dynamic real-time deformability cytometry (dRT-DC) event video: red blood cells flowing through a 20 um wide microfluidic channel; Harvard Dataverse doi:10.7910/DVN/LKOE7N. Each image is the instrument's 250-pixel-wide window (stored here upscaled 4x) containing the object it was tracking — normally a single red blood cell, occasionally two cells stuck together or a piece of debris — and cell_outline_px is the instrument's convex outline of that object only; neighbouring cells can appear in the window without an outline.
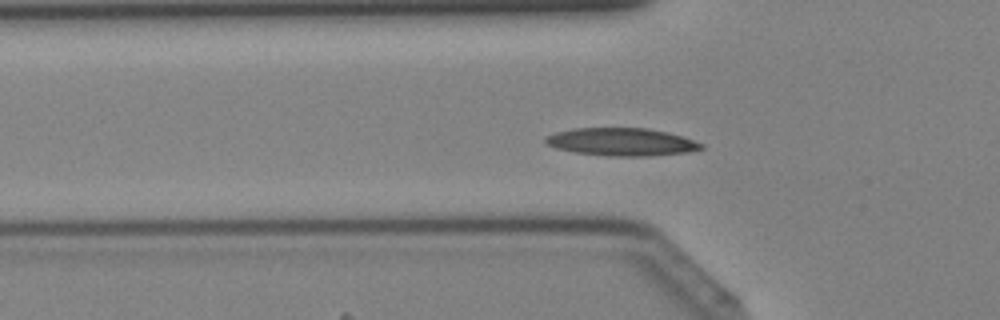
{"species": "Egyptian fruit bat (a non-hibernating species)", "species_latin": "Rousettus aegyptiacus", "temperature_condition": "cold", "stored_images_in_passage": 33, "camera_frame_rate_fps": 3000, "um_per_image_px": 0.085, "animal": {"sex": "female"}, "frame": {"image": 1, "passage_image": 11, "time_ms": 3.333, "image_size_px": [1000, 320], "cell_outline_px": [[704, 148], [688, 152], [648, 156], [608, 156], [576, 152], [556, 148], [544, 144], [544, 136], [552, 132], [576, 128], [648, 128], [668, 132], [704, 144]], "centroid_in_image_um": [52.77, 12.06], "position_along_channel_um": 73.0, "area_um2": 25.32}}
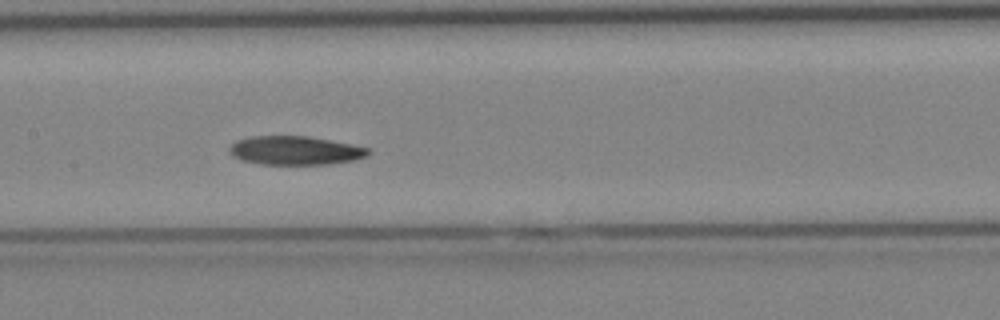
{"frame": {"image": 2, "passage_image": 18, "time_ms": 5.667, "image_size_px": [1000, 320], "cell_outline_px": [[372, 152], [368, 156], [356, 160], [332, 164], [260, 164], [240, 160], [232, 156], [228, 148], [236, 140], [252, 136], [308, 136], [352, 144], [368, 148]], "centroid_in_image_um": [25.11, 12.79], "position_along_channel_um": 182.3, "area_um2": 23.47}}
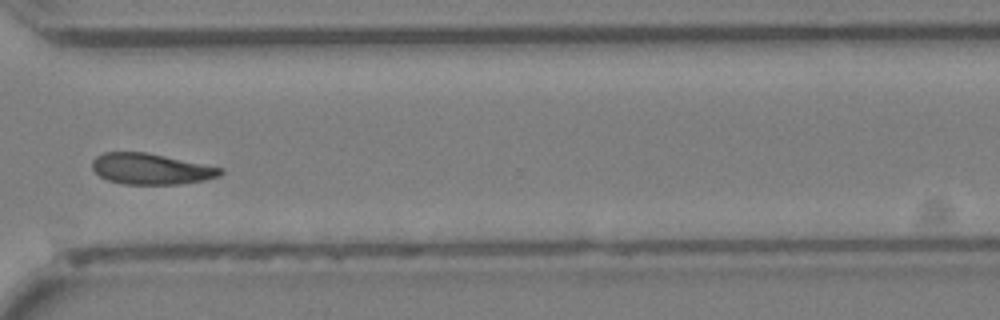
{"frame": {"image": 3, "passage_image": 29, "time_ms": 9.333, "image_size_px": [1000, 320], "cell_outline_px": [[224, 172], [220, 176], [204, 180], [180, 184], [124, 184], [108, 180], [100, 176], [92, 168], [92, 160], [96, 156], [104, 152], [144, 152], [224, 168]], "centroid_in_image_um": [12.83, 14.36], "position_along_channel_um": 357.8, "area_um2": 23.0}}